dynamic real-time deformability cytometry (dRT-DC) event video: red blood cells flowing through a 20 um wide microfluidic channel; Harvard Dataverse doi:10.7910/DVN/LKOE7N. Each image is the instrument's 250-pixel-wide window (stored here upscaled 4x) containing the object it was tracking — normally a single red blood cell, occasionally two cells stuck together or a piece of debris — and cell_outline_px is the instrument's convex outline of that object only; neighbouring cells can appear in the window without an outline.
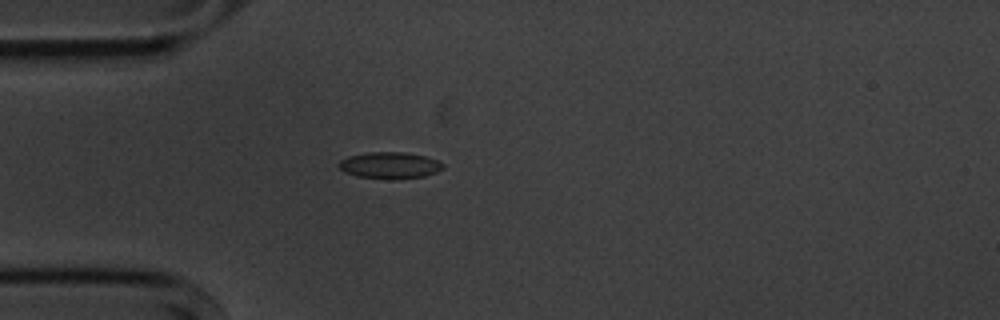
{"species": "common noctule bat (a hibernating species)", "species_latin": "Nyctalus noctula", "temperature_condition": "cold", "stored_images_in_passage": 41, "camera_frame_rate_fps": 3000, "um_per_image_px": 0.085, "animal": {"sex": "male", "body_mass_g": 20.1, "forearm_length_mm": 53.5}, "frame": {"image": 1, "passage_image": 1, "time_ms": 0.0, "image_size_px": [1000, 320], "cell_outline_px": [[444, 168], [436, 172], [424, 176], [356, 176], [344, 172], [336, 164], [340, 160], [348, 156], [368, 152], [400, 152], [424, 156], [436, 160], [444, 164]], "centroid_in_image_um": [33.08, 14.0], "position_along_channel_um": 51.9, "area_um2": 15.2}}
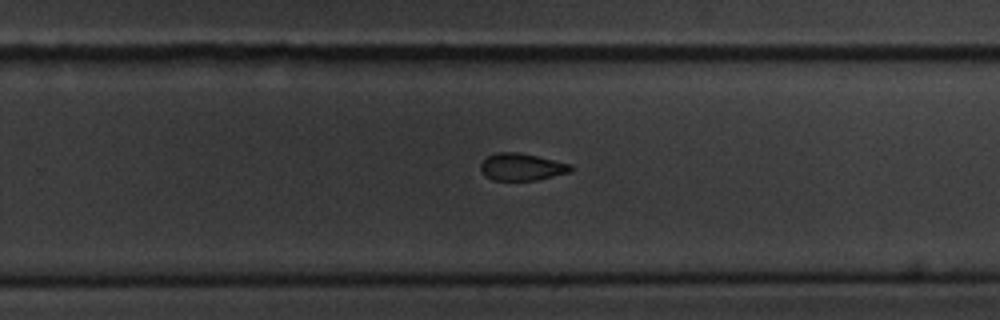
{"frame": {"image": 2, "passage_image": 21, "time_ms": 6.667, "image_size_px": [1000, 320], "cell_outline_px": [[572, 172], [536, 180], [492, 180], [484, 176], [480, 168], [480, 164], [488, 156], [496, 152], [516, 152], [536, 156], [572, 164]], "centroid_in_image_um": [44.34, 14.19], "position_along_channel_um": 285.5, "area_um2": 14.28}}
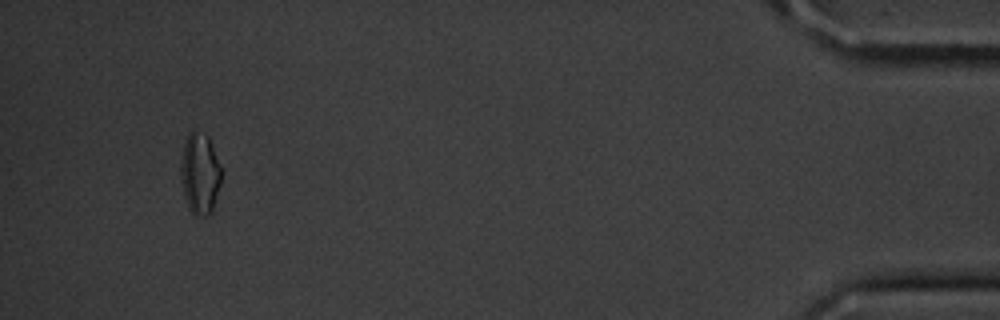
{"frame": {"image": 3, "passage_image": 38, "time_ms": 12.333, "image_size_px": [1000, 320], "cell_outline_px": [[220, 184], [212, 212], [208, 216], [196, 216], [188, 208], [184, 196], [180, 176], [180, 168], [184, 144], [188, 132], [192, 128], [208, 136], [212, 144], [220, 168]], "centroid_in_image_um": [16.97, 14.75], "position_along_channel_um": 418.2, "area_um2": 19.25}, "authors_computed_cell_mechanics": {"area_um2": 14.9702, "velocity_mm_per_s": 3.6127, "shape_relaxation_time_tau1_ms": 4.7825, "shape_relaxation_time_tau2_ms": 7.1533, "deformation_change_tau1": 0.1033, "deformation_change_tau2": 0.1091}}